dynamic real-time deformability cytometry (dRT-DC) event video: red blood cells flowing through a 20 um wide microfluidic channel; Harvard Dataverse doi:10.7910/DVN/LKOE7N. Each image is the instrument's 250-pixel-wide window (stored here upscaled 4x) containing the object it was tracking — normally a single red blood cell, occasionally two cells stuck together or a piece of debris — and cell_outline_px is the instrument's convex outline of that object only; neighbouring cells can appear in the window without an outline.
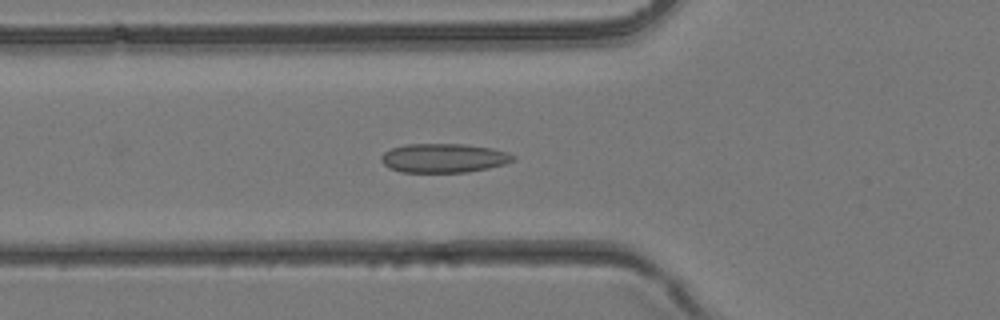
{"species": "common noctule bat (a hibernating species)", "species_latin": "Nyctalus noctula", "temperature_condition": "room temperature", "stored_images_in_passage": 37, "camera_frame_rate_fps": 3000, "um_per_image_px": 0.085, "animal": {"sex": "female", "body_mass_g": 24.6, "forearm_length_mm": 56.2}, "frame": {"image": 1, "passage_image": 11, "time_ms": 3.333, "image_size_px": [1000, 320], "cell_outline_px": [[516, 160], [504, 164], [488, 168], [468, 172], [400, 172], [388, 168], [380, 160], [380, 156], [384, 152], [392, 148], [404, 144], [464, 144], [492, 148], [508, 152], [516, 156]], "centroid_in_image_um": [37.72, 13.43], "position_along_channel_um": 88.1, "area_um2": 22.54}}
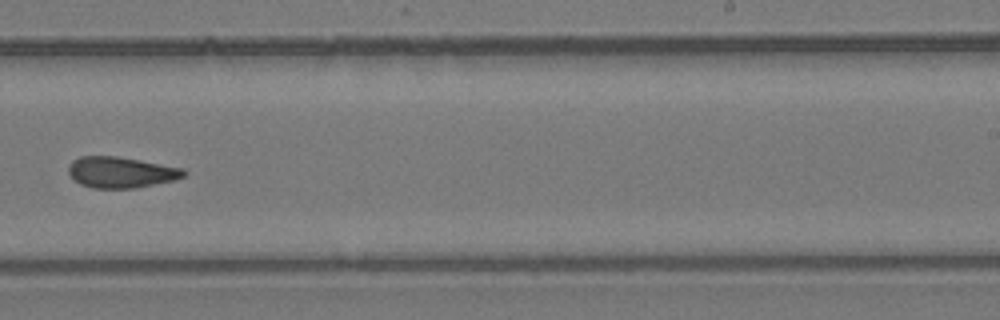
{"frame": {"image": 2, "passage_image": 22, "time_ms": 7.0, "image_size_px": [1000, 320], "cell_outline_px": [[188, 172], [184, 176], [172, 180], [136, 188], [92, 188], [80, 184], [68, 172], [68, 168], [72, 160], [80, 156], [116, 156], [140, 160], [184, 168]], "centroid_in_image_um": [10.28, 14.64], "position_along_channel_um": 278.7, "area_um2": 20.75}}
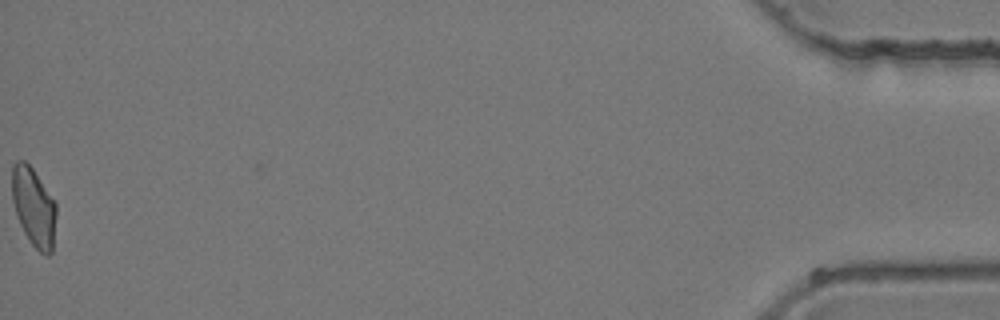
{"frame": {"image": 3, "passage_image": 37, "time_ms": 12.0, "image_size_px": [1000, 320], "cell_outline_px": [[56, 216], [52, 252], [48, 256], [44, 256], [32, 244], [24, 232], [20, 224], [12, 200], [12, 164], [16, 160], [24, 160], [32, 168], [56, 204]], "centroid_in_image_um": [2.86, 17.6], "position_along_channel_um": 432.3, "area_um2": 20.11}}